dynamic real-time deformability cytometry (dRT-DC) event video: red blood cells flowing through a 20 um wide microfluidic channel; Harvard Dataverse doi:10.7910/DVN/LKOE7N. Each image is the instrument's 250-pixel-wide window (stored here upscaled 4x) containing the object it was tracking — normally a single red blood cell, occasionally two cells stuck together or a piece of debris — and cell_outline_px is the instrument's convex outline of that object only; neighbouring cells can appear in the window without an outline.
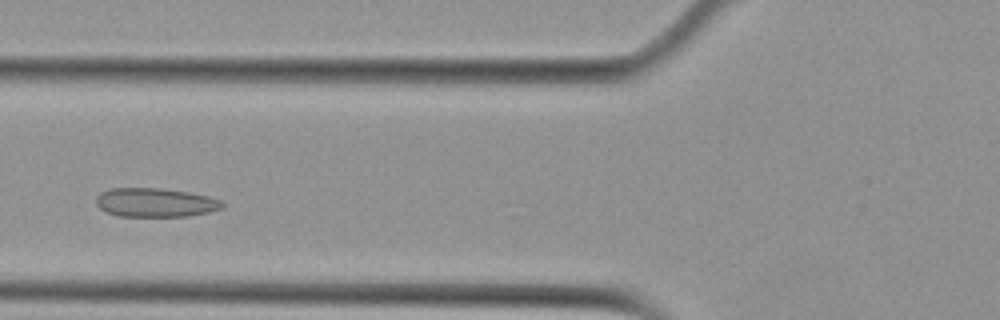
{"species": "Egyptian fruit bat (a non-hibernating species)", "species_latin": "Rousettus aegyptiacus", "temperature_condition": "cold", "stored_images_in_passage": 45, "camera_frame_rate_fps": 3000, "um_per_image_px": 0.085, "animal": {"sex": "female"}, "frame": {"image": 1, "passage_image": 12, "time_ms": 3.667, "image_size_px": [1000, 320], "cell_outline_px": [[224, 204], [220, 208], [208, 212], [188, 216], [116, 216], [104, 212], [96, 204], [96, 196], [100, 192], [108, 188], [160, 188], [188, 192], [208, 196], [220, 200]], "centroid_in_image_um": [13.13, 17.21], "position_along_channel_um": 112.7, "area_um2": 21.33}}
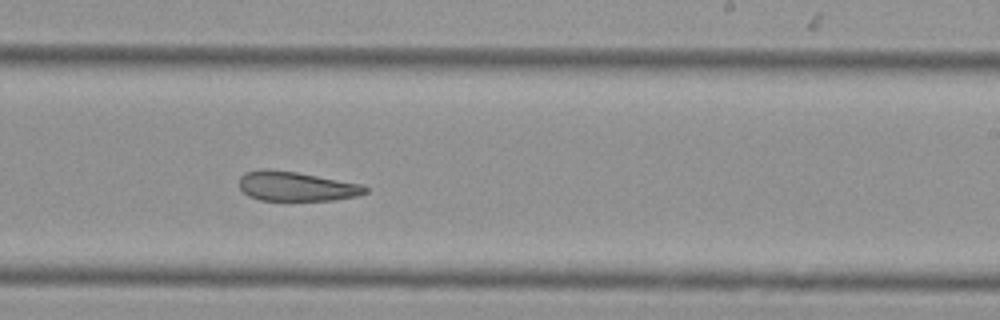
{"frame": {"image": 2, "passage_image": 24, "time_ms": 7.667, "image_size_px": [1000, 320], "cell_outline_px": [[368, 192], [356, 196], [336, 200], [260, 200], [248, 196], [240, 188], [240, 176], [244, 172], [260, 168], [268, 168], [296, 172], [364, 184], [368, 188]], "centroid_in_image_um": [25.18, 15.82], "position_along_channel_um": 263.8, "area_um2": 21.91}}
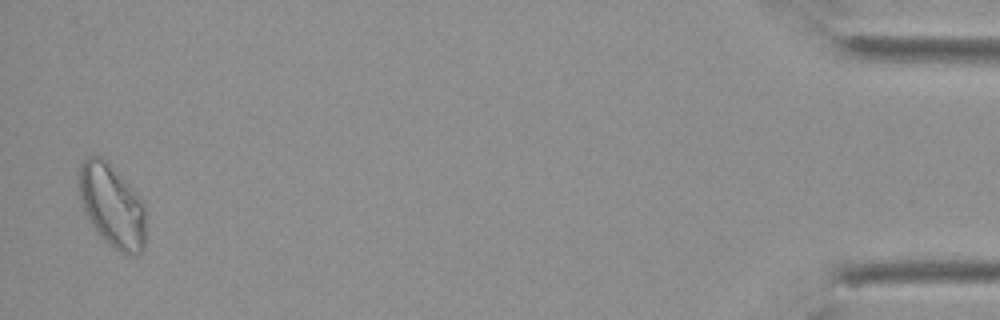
{"frame": {"image": 3, "passage_image": 44, "time_ms": 14.333, "image_size_px": [1000, 320], "cell_outline_px": [[144, 248], [140, 252], [132, 256], [120, 252], [104, 240], [96, 232], [88, 220], [80, 196], [76, 180], [76, 176], [80, 164], [88, 156], [100, 156], [128, 184], [144, 204]], "centroid_in_image_um": [9.47, 17.5], "position_along_channel_um": 425.7, "area_um2": 32.02}, "authors_computed_cell_mechanics": {"area_um2": 23.2356, "velocity_mm_per_s": 3.7308, "shape_relaxation_time_tau1_ms": null, "shape_relaxation_time_tau2_ms": 4.7661, "deformation_change_tau1": null, "deformation_change_tau2": 0.1001}}